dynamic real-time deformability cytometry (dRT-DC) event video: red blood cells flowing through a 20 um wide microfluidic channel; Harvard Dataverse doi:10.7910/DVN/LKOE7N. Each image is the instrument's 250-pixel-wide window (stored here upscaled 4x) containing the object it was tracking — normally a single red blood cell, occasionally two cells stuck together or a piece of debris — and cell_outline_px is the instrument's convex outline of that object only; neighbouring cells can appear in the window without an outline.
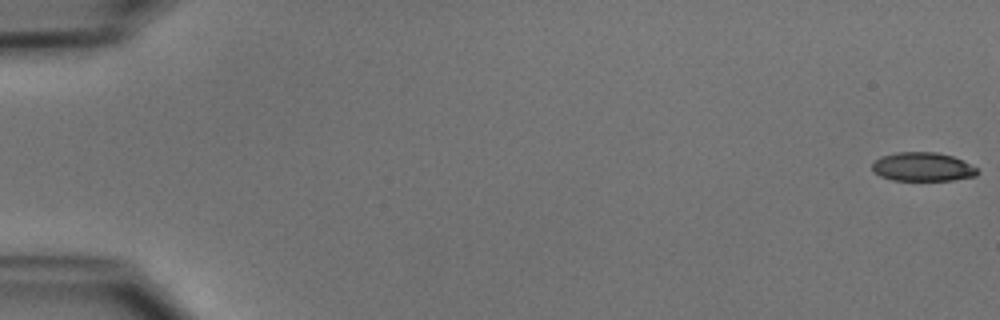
{"species": "common noctule bat (a hibernating species)", "species_latin": "Nyctalus noctula", "temperature_condition": "cold", "stored_images_in_passage": 52, "camera_frame_rate_fps": 3000, "um_per_image_px": 0.085, "animal": {"sex": "male", "body_mass_g": 15.6}, "frame": {"image": 1, "passage_image": 1, "time_ms": 0.0, "image_size_px": [1000, 320], "cell_outline_px": [[980, 172], [976, 176], [952, 180], [892, 180], [880, 176], [872, 172], [872, 164], [880, 156], [896, 152], [936, 152], [952, 156], [976, 168]], "centroid_in_image_um": [78.38, 14.18], "position_along_channel_um": 6.6, "area_um2": 17.63}}
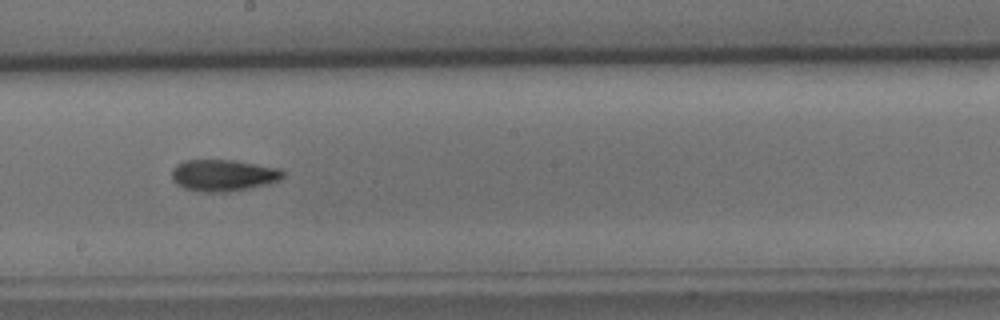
{"frame": {"image": 2, "passage_image": 30, "time_ms": 9.667, "image_size_px": [1000, 320], "cell_outline_px": [[284, 176], [280, 180], [264, 184], [224, 192], [204, 192], [184, 188], [176, 184], [172, 180], [172, 168], [176, 164], [184, 160], [232, 160], [280, 168], [284, 172]], "centroid_in_image_um": [18.93, 14.88], "position_along_channel_um": 229.3, "area_um2": 20.29}}
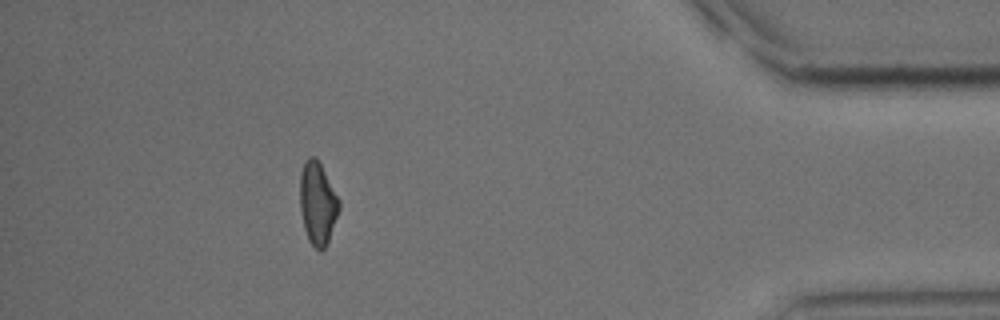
{"frame": {"image": 3, "passage_image": 47, "time_ms": 15.333, "image_size_px": [1000, 320], "cell_outline_px": [[340, 208], [328, 240], [324, 248], [320, 252], [308, 240], [304, 228], [300, 208], [300, 172], [304, 160], [308, 156], [316, 156], [340, 200]], "centroid_in_image_um": [26.98, 17.24], "position_along_channel_um": 408.2, "area_um2": 18.84}, "authors_computed_cell_mechanics": {"area_um2": 19.363, "velocity_mm_per_s": 3.9512, "shape_relaxation_time_tau1_ms": 3.7115, "shape_relaxation_time_tau2_ms": 5.1342, "deformation_change_tau1": 0.1457, "deformation_change_tau2": 0.1435}}